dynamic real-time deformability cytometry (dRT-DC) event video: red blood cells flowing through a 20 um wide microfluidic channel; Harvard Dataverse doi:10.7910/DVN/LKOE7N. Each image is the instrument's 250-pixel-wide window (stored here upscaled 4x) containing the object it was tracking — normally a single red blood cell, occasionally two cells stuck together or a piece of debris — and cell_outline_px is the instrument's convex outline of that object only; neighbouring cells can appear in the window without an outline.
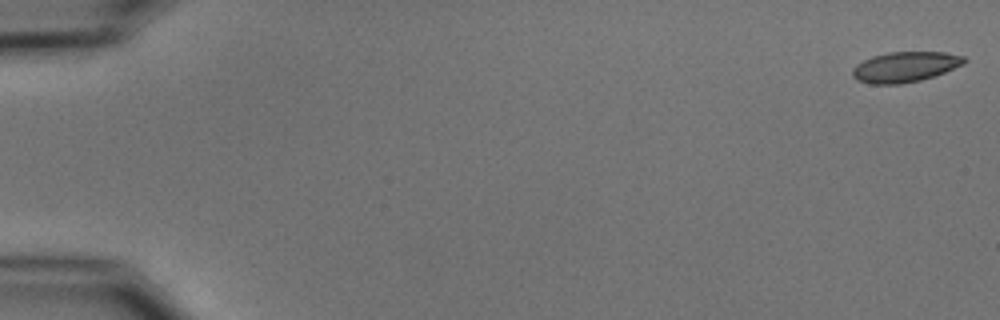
{"species": "common noctule bat (a hibernating species)", "species_latin": "Nyctalus noctula", "temperature_condition": "cold", "stored_images_in_passage": 55, "camera_frame_rate_fps": 3000, "um_per_image_px": 0.085, "animal": {"sex": "male", "body_mass_g": 15.6}, "frame": {"image": 1, "passage_image": 1, "time_ms": 0.0, "image_size_px": [1000, 320], "cell_outline_px": [[968, 60], [964, 64], [944, 72], [920, 80], [900, 84], [872, 84], [856, 80], [852, 76], [852, 68], [856, 64], [872, 56], [888, 52], [944, 52], [964, 56]], "centroid_in_image_um": [76.91, 5.68], "position_along_channel_um": 8.1, "area_um2": 19.77}}
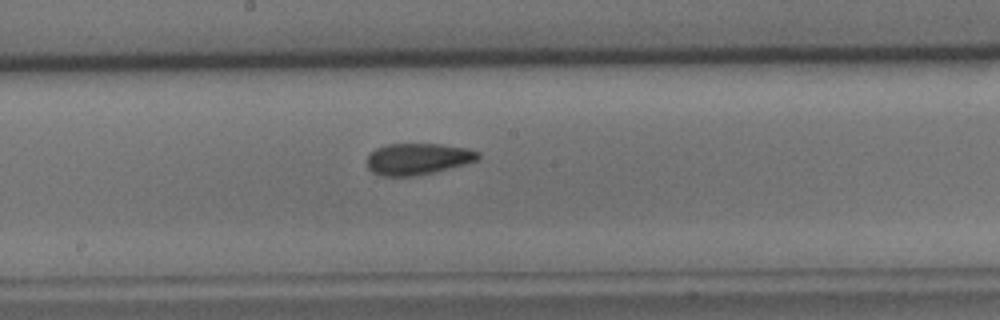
{"frame": {"image": 2, "passage_image": 30, "time_ms": 9.667, "image_size_px": [1000, 320], "cell_outline_px": [[480, 156], [476, 160], [464, 164], [432, 172], [412, 176], [384, 176], [372, 172], [368, 168], [368, 156], [376, 148], [388, 144], [440, 144], [468, 148], [480, 152]], "centroid_in_image_um": [35.51, 13.5], "position_along_channel_um": 212.7, "area_um2": 20.11}}
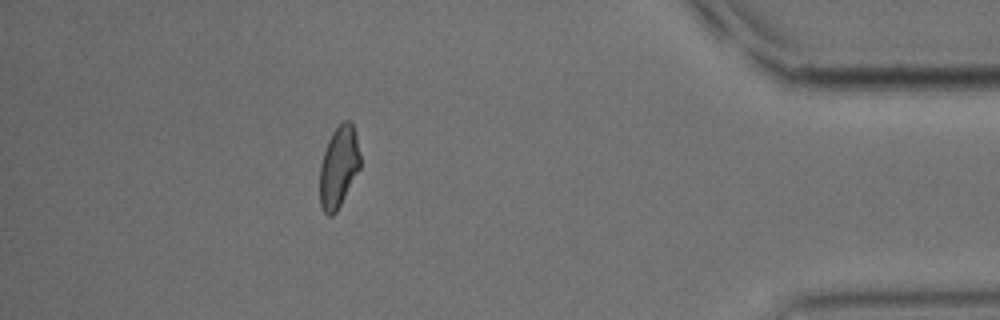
{"frame": {"image": 3, "passage_image": 49, "time_ms": 16.0, "image_size_px": [1000, 320], "cell_outline_px": [[360, 168], [336, 212], [332, 216], [328, 216], [324, 212], [320, 204], [320, 164], [328, 140], [332, 132], [344, 120], [348, 120], [352, 124], [356, 136], [360, 156]], "centroid_in_image_um": [28.78, 14.19], "position_along_channel_um": 406.4, "area_um2": 18.96}, "authors_computed_cell_mechanics": {"area_um2": 19.9988, "velocity_mm_per_s": 3.7085, "shape_relaxation_time_tau1_ms": 8.2998, "shape_relaxation_time_tau2_ms": 4.7418, "deformation_change_tau1": 0.1512, "deformation_change_tau2": 0.0836}}